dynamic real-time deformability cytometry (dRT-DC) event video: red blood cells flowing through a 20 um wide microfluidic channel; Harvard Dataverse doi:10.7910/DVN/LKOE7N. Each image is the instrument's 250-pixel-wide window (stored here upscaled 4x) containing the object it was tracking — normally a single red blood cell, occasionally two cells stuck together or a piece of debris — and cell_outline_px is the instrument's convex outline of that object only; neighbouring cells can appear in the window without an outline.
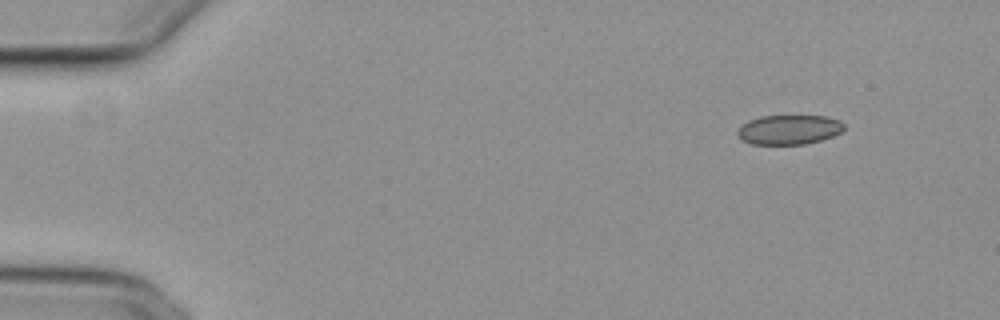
{"species": "common noctule bat (a hibernating species)", "species_latin": "Nyctalus noctula", "temperature_condition": "cold", "stored_images_in_passage": 51, "camera_frame_rate_fps": 3000, "um_per_image_px": 0.085, "animal": {"sex": "female", "body_mass_g": 29.2, "forearm_length_mm": 56.3}, "frame": {"image": 1, "passage_image": 1, "time_ms": 0.0, "image_size_px": [1000, 320], "cell_outline_px": [[844, 128], [840, 132], [832, 136], [820, 140], [804, 144], [752, 144], [744, 140], [736, 132], [740, 124], [748, 120], [760, 116], [828, 116], [840, 120], [844, 124]], "centroid_in_image_um": [67.06, 11.0], "position_along_channel_um": 17.9, "area_um2": 18.32}}
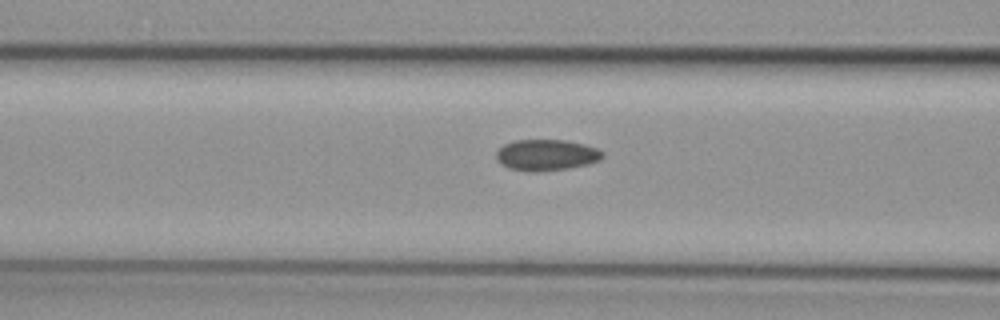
{"frame": {"image": 2, "passage_image": 18, "time_ms": 5.667, "image_size_px": [1000, 320], "cell_outline_px": [[604, 156], [600, 160], [588, 164], [568, 168], [540, 172], [528, 172], [508, 168], [500, 164], [496, 160], [496, 152], [504, 144], [516, 140], [564, 140], [584, 144], [596, 148], [604, 152]], "centroid_in_image_um": [46.43, 13.19], "position_along_channel_um": 120.2, "area_um2": 19.48}}
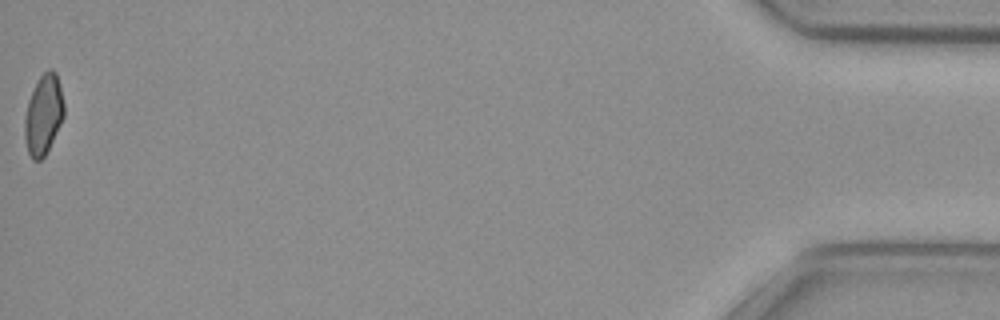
{"frame": {"image": 3, "passage_image": 51, "time_ms": 16.667, "image_size_px": [1000, 320], "cell_outline_px": [[64, 116], [44, 156], [40, 160], [32, 160], [28, 152], [24, 136], [24, 120], [28, 100], [40, 76], [48, 68], [52, 68], [56, 72], [60, 84], [64, 104]], "centroid_in_image_um": [3.69, 9.72], "position_along_channel_um": 431.5, "area_um2": 18.21}, "authors_computed_cell_mechanics": {"area_um2": 19.0162, "velocity_mm_per_s": 3.7334, "shape_relaxation_time_tau1_ms": null, "shape_relaxation_time_tau2_ms": 3.1308, "deformation_change_tau1": null, "deformation_change_tau2": 0.0681}}